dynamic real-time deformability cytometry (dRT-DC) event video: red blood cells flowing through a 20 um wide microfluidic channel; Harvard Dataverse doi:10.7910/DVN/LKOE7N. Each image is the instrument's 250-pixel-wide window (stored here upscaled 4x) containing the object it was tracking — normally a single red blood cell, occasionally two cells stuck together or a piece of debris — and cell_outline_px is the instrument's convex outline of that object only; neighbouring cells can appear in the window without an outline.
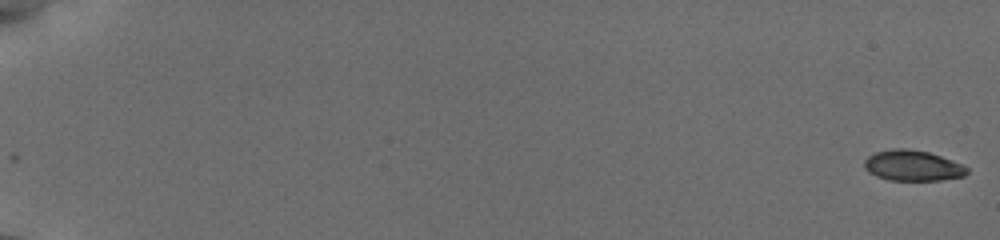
{"species": "common noctule bat (a hibernating species)", "species_latin": "Nyctalus noctula", "temperature_condition": "cold", "stored_images_in_passage": 15, "camera_frame_rate_fps": 3000, "um_per_image_px": 0.085, "animal": {"sex": "female", "body_mass_g": 19.5, "forearm_length_mm": 54.1}, "frame": {"image": 1, "passage_image": 1, "time_ms": 0.0, "image_size_px": [1000, 240], "cell_outline_px": [[968, 172], [964, 176], [940, 180], [888, 180], [876, 176], [868, 172], [864, 168], [864, 160], [868, 156], [876, 152], [892, 148], [904, 148], [928, 152], [940, 156], [960, 164], [968, 168]], "centroid_in_image_um": [77.53, 14.08], "position_along_channel_um": 7.5, "area_um2": 18.21}}